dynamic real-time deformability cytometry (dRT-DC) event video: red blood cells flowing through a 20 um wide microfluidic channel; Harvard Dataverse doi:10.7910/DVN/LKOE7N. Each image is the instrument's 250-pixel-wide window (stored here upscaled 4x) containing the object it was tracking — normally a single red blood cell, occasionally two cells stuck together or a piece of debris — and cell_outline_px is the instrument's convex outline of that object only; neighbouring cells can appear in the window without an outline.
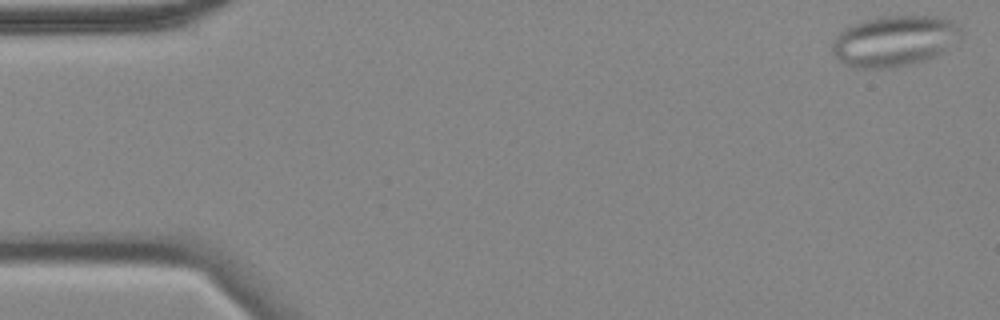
{"species": "common noctule bat (a hibernating species)", "species_latin": "Nyctalus noctula", "temperature_condition": "cold", "stored_images_in_passage": 57, "segment_of_instrument_passage": [1, 2], "camera_frame_rate_fps": 3000, "um_per_image_px": 0.085, "animal": {"sex": "female", "body_mass_g": 18.4}, "frame": {"image": 1, "passage_image": 2, "time_ms": 0.333, "image_size_px": [1000, 320], "cell_outline_px": [[964, 36], [944, 52], [936, 56], [924, 60], [892, 68], [856, 68], [844, 64], [832, 52], [832, 40], [844, 28], [860, 20], [884, 16], [944, 16], [960, 24], [964, 32]], "centroid_in_image_um": [76.08, 3.46], "position_along_channel_um": 8.9, "area_um2": 38.84}}
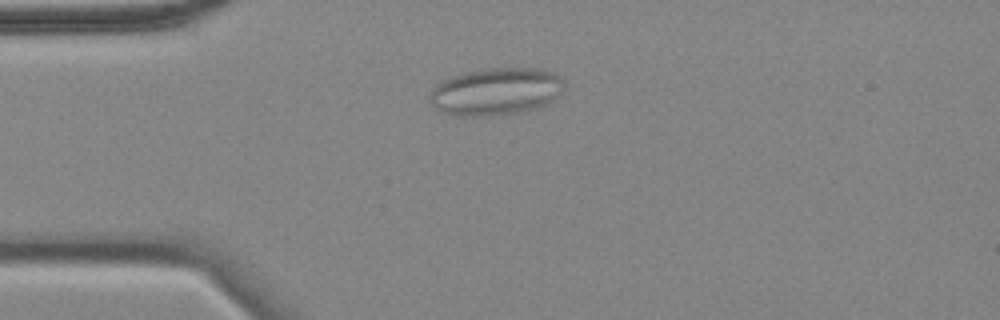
{"frame": {"image": 2, "passage_image": 14, "time_ms": 4.333, "image_size_px": [1000, 320], "cell_outline_px": [[564, 88], [552, 100], [536, 108], [520, 112], [488, 116], [456, 116], [444, 112], [436, 108], [428, 100], [428, 96], [432, 88], [440, 80], [464, 72], [488, 68], [540, 68], [552, 72], [560, 76], [564, 80]], "centroid_in_image_um": [42.12, 7.77], "position_along_channel_um": 42.9, "area_um2": 37.34}}